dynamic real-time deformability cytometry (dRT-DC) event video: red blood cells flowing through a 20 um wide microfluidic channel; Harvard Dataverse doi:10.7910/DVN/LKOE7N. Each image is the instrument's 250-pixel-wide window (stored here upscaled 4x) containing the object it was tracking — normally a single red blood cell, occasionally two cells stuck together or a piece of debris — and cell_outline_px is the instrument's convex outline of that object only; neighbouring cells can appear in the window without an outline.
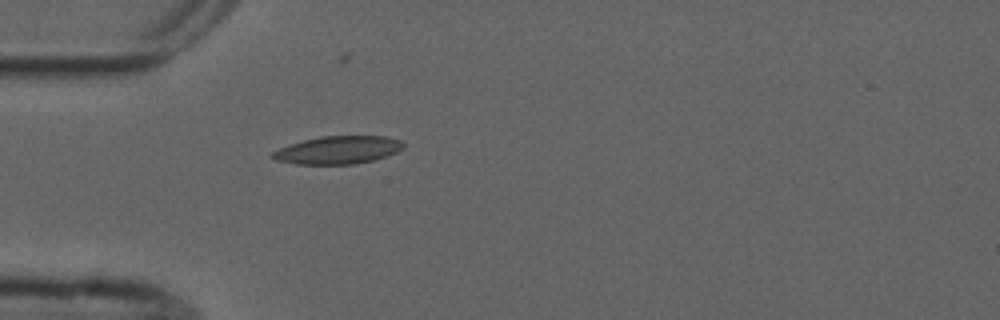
{"species": "common noctule bat (a hibernating species)", "species_latin": "Nyctalus noctula", "temperature_condition": "cold", "stored_images_in_passage": 30, "camera_frame_rate_fps": 3000, "um_per_image_px": 0.085, "animal": {"sex": "male", "forearm_length_mm": 52.5}, "frame": {"image": 1, "passage_image": 1, "time_ms": 0.0, "image_size_px": [1000, 320], "cell_outline_px": [[404, 148], [396, 152], [372, 160], [356, 164], [296, 164], [276, 160], [268, 156], [272, 152], [288, 144], [320, 136], [384, 136], [400, 140], [404, 144]], "centroid_in_image_um": [28.69, 12.75], "position_along_channel_um": 56.3, "area_um2": 21.21}}
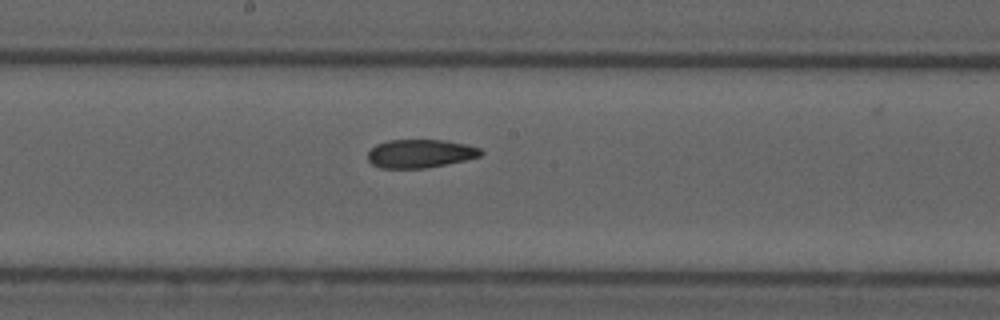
{"frame": {"image": 2, "passage_image": 14, "time_ms": 4.333, "image_size_px": [1000, 320], "cell_outline_px": [[484, 152], [480, 156], [464, 160], [424, 168], [380, 168], [372, 164], [368, 160], [368, 152], [376, 144], [388, 140], [444, 140], [464, 144], [480, 148]], "centroid_in_image_um": [35.69, 13.05], "position_along_channel_um": 212.5, "area_um2": 18.55}}
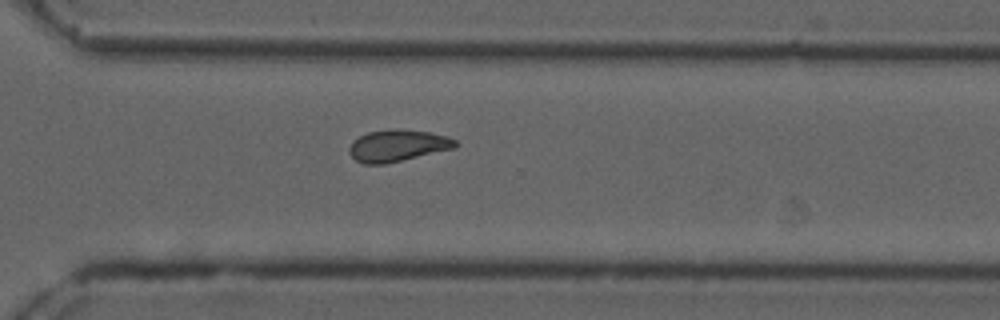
{"frame": {"image": 3, "passage_image": 24, "time_ms": 7.667, "image_size_px": [1000, 320], "cell_outline_px": [[460, 144], [456, 148], [384, 164], [364, 164], [356, 160], [348, 152], [348, 148], [352, 140], [368, 132], [396, 128], [432, 132], [456, 140]], "centroid_in_image_um": [33.8, 12.37], "position_along_channel_um": 336.8, "area_um2": 19.77}}